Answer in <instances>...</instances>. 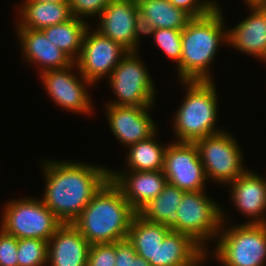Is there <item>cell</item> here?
Returning a JSON list of instances; mask_svg holds the SVG:
<instances>
[{
    "instance_id": "ffe728a7",
    "label": "cell",
    "mask_w": 266,
    "mask_h": 266,
    "mask_svg": "<svg viewBox=\"0 0 266 266\" xmlns=\"http://www.w3.org/2000/svg\"><path fill=\"white\" fill-rule=\"evenodd\" d=\"M207 253L190 236L171 230L157 248L156 266H203Z\"/></svg>"
},
{
    "instance_id": "4316f807",
    "label": "cell",
    "mask_w": 266,
    "mask_h": 266,
    "mask_svg": "<svg viewBox=\"0 0 266 266\" xmlns=\"http://www.w3.org/2000/svg\"><path fill=\"white\" fill-rule=\"evenodd\" d=\"M18 266H47L48 241L18 239Z\"/></svg>"
},
{
    "instance_id": "d590c367",
    "label": "cell",
    "mask_w": 266,
    "mask_h": 266,
    "mask_svg": "<svg viewBox=\"0 0 266 266\" xmlns=\"http://www.w3.org/2000/svg\"><path fill=\"white\" fill-rule=\"evenodd\" d=\"M23 1H37V2H68L69 0H23Z\"/></svg>"
},
{
    "instance_id": "9c48e42d",
    "label": "cell",
    "mask_w": 266,
    "mask_h": 266,
    "mask_svg": "<svg viewBox=\"0 0 266 266\" xmlns=\"http://www.w3.org/2000/svg\"><path fill=\"white\" fill-rule=\"evenodd\" d=\"M194 143L204 166L207 180L212 179L218 184L227 185L248 169V167L244 168L246 165L243 162L240 144L226 130L196 140Z\"/></svg>"
},
{
    "instance_id": "5b68a950",
    "label": "cell",
    "mask_w": 266,
    "mask_h": 266,
    "mask_svg": "<svg viewBox=\"0 0 266 266\" xmlns=\"http://www.w3.org/2000/svg\"><path fill=\"white\" fill-rule=\"evenodd\" d=\"M222 207V227L212 257L221 266H266V224L240 223L226 226ZM225 224V225H224Z\"/></svg>"
},
{
    "instance_id": "d6a6232c",
    "label": "cell",
    "mask_w": 266,
    "mask_h": 266,
    "mask_svg": "<svg viewBox=\"0 0 266 266\" xmlns=\"http://www.w3.org/2000/svg\"><path fill=\"white\" fill-rule=\"evenodd\" d=\"M115 250V266H131V259H135V257L137 256L133 244L128 239L116 241Z\"/></svg>"
},
{
    "instance_id": "30bf717a",
    "label": "cell",
    "mask_w": 266,
    "mask_h": 266,
    "mask_svg": "<svg viewBox=\"0 0 266 266\" xmlns=\"http://www.w3.org/2000/svg\"><path fill=\"white\" fill-rule=\"evenodd\" d=\"M129 51L118 42L107 38L89 26L85 32L80 55L74 62L77 71L92 84H96L107 75Z\"/></svg>"
},
{
    "instance_id": "f546056e",
    "label": "cell",
    "mask_w": 266,
    "mask_h": 266,
    "mask_svg": "<svg viewBox=\"0 0 266 266\" xmlns=\"http://www.w3.org/2000/svg\"><path fill=\"white\" fill-rule=\"evenodd\" d=\"M111 0H69L71 14L78 19L98 17Z\"/></svg>"
},
{
    "instance_id": "ac0fdd59",
    "label": "cell",
    "mask_w": 266,
    "mask_h": 266,
    "mask_svg": "<svg viewBox=\"0 0 266 266\" xmlns=\"http://www.w3.org/2000/svg\"><path fill=\"white\" fill-rule=\"evenodd\" d=\"M91 244L72 223H62L48 241L49 266H87Z\"/></svg>"
},
{
    "instance_id": "3957f363",
    "label": "cell",
    "mask_w": 266,
    "mask_h": 266,
    "mask_svg": "<svg viewBox=\"0 0 266 266\" xmlns=\"http://www.w3.org/2000/svg\"><path fill=\"white\" fill-rule=\"evenodd\" d=\"M221 10L213 9L205 16L192 18L182 29V55L180 64L176 66L179 81L214 80L210 65L219 45L228 42Z\"/></svg>"
},
{
    "instance_id": "277c9868",
    "label": "cell",
    "mask_w": 266,
    "mask_h": 266,
    "mask_svg": "<svg viewBox=\"0 0 266 266\" xmlns=\"http://www.w3.org/2000/svg\"><path fill=\"white\" fill-rule=\"evenodd\" d=\"M186 93L173 117V131L178 142H195L219 132L218 93L214 80L179 81ZM187 87V88H186Z\"/></svg>"
},
{
    "instance_id": "7a4b0ae2",
    "label": "cell",
    "mask_w": 266,
    "mask_h": 266,
    "mask_svg": "<svg viewBox=\"0 0 266 266\" xmlns=\"http://www.w3.org/2000/svg\"><path fill=\"white\" fill-rule=\"evenodd\" d=\"M137 212L109 179L72 222L91 244L127 239Z\"/></svg>"
},
{
    "instance_id": "cb8c5ba5",
    "label": "cell",
    "mask_w": 266,
    "mask_h": 266,
    "mask_svg": "<svg viewBox=\"0 0 266 266\" xmlns=\"http://www.w3.org/2000/svg\"><path fill=\"white\" fill-rule=\"evenodd\" d=\"M89 26L91 24L86 19L72 17L64 23L49 26L41 31L52 44L61 49L75 62L80 55L83 38Z\"/></svg>"
},
{
    "instance_id": "d6986e66",
    "label": "cell",
    "mask_w": 266,
    "mask_h": 266,
    "mask_svg": "<svg viewBox=\"0 0 266 266\" xmlns=\"http://www.w3.org/2000/svg\"><path fill=\"white\" fill-rule=\"evenodd\" d=\"M24 61L39 64V74L69 67L73 61L45 36L41 30L16 28Z\"/></svg>"
},
{
    "instance_id": "83f0119b",
    "label": "cell",
    "mask_w": 266,
    "mask_h": 266,
    "mask_svg": "<svg viewBox=\"0 0 266 266\" xmlns=\"http://www.w3.org/2000/svg\"><path fill=\"white\" fill-rule=\"evenodd\" d=\"M152 35L156 45L160 47L165 55L178 66L182 55V30L175 29H152L145 34Z\"/></svg>"
},
{
    "instance_id": "8992f818",
    "label": "cell",
    "mask_w": 266,
    "mask_h": 266,
    "mask_svg": "<svg viewBox=\"0 0 266 266\" xmlns=\"http://www.w3.org/2000/svg\"><path fill=\"white\" fill-rule=\"evenodd\" d=\"M205 192H186L169 227L190 236L207 252L206 242L217 238L223 220L222 206Z\"/></svg>"
},
{
    "instance_id": "4dcf8cb0",
    "label": "cell",
    "mask_w": 266,
    "mask_h": 266,
    "mask_svg": "<svg viewBox=\"0 0 266 266\" xmlns=\"http://www.w3.org/2000/svg\"><path fill=\"white\" fill-rule=\"evenodd\" d=\"M176 8L182 9L192 18L209 14L213 9H221L215 0H169Z\"/></svg>"
},
{
    "instance_id": "9a60e30c",
    "label": "cell",
    "mask_w": 266,
    "mask_h": 266,
    "mask_svg": "<svg viewBox=\"0 0 266 266\" xmlns=\"http://www.w3.org/2000/svg\"><path fill=\"white\" fill-rule=\"evenodd\" d=\"M109 179L137 213L168 183L163 170L126 172L123 169L122 172L110 169Z\"/></svg>"
},
{
    "instance_id": "8fae6325",
    "label": "cell",
    "mask_w": 266,
    "mask_h": 266,
    "mask_svg": "<svg viewBox=\"0 0 266 266\" xmlns=\"http://www.w3.org/2000/svg\"><path fill=\"white\" fill-rule=\"evenodd\" d=\"M75 67L73 62L66 68L45 71L39 77L47 94L61 109L79 114L93 113L94 105L88 91L93 84L81 73L80 77L74 75Z\"/></svg>"
},
{
    "instance_id": "d4e9b609",
    "label": "cell",
    "mask_w": 266,
    "mask_h": 266,
    "mask_svg": "<svg viewBox=\"0 0 266 266\" xmlns=\"http://www.w3.org/2000/svg\"><path fill=\"white\" fill-rule=\"evenodd\" d=\"M157 132L149 139L128 146L126 155L129 171H157L164 169V153L167 144L156 139Z\"/></svg>"
},
{
    "instance_id": "4fadbf2b",
    "label": "cell",
    "mask_w": 266,
    "mask_h": 266,
    "mask_svg": "<svg viewBox=\"0 0 266 266\" xmlns=\"http://www.w3.org/2000/svg\"><path fill=\"white\" fill-rule=\"evenodd\" d=\"M98 18L97 31L128 51H139L142 32L136 1L111 0Z\"/></svg>"
},
{
    "instance_id": "e575fe53",
    "label": "cell",
    "mask_w": 266,
    "mask_h": 266,
    "mask_svg": "<svg viewBox=\"0 0 266 266\" xmlns=\"http://www.w3.org/2000/svg\"><path fill=\"white\" fill-rule=\"evenodd\" d=\"M248 5H259L262 2H265L266 0H243Z\"/></svg>"
},
{
    "instance_id": "5bb4252c",
    "label": "cell",
    "mask_w": 266,
    "mask_h": 266,
    "mask_svg": "<svg viewBox=\"0 0 266 266\" xmlns=\"http://www.w3.org/2000/svg\"><path fill=\"white\" fill-rule=\"evenodd\" d=\"M111 133L122 145L128 146L147 140L158 130L149 114L152 107L105 105Z\"/></svg>"
},
{
    "instance_id": "52a82bcc",
    "label": "cell",
    "mask_w": 266,
    "mask_h": 266,
    "mask_svg": "<svg viewBox=\"0 0 266 266\" xmlns=\"http://www.w3.org/2000/svg\"><path fill=\"white\" fill-rule=\"evenodd\" d=\"M1 215L0 228L17 239L49 241L62 224L41 198L29 196L9 201Z\"/></svg>"
},
{
    "instance_id": "836d02e7",
    "label": "cell",
    "mask_w": 266,
    "mask_h": 266,
    "mask_svg": "<svg viewBox=\"0 0 266 266\" xmlns=\"http://www.w3.org/2000/svg\"><path fill=\"white\" fill-rule=\"evenodd\" d=\"M131 266H151L144 258L137 255L135 259H131Z\"/></svg>"
},
{
    "instance_id": "f1b7e54d",
    "label": "cell",
    "mask_w": 266,
    "mask_h": 266,
    "mask_svg": "<svg viewBox=\"0 0 266 266\" xmlns=\"http://www.w3.org/2000/svg\"><path fill=\"white\" fill-rule=\"evenodd\" d=\"M116 250L114 243L93 244L90 246L87 266H115Z\"/></svg>"
},
{
    "instance_id": "7402d4cb",
    "label": "cell",
    "mask_w": 266,
    "mask_h": 266,
    "mask_svg": "<svg viewBox=\"0 0 266 266\" xmlns=\"http://www.w3.org/2000/svg\"><path fill=\"white\" fill-rule=\"evenodd\" d=\"M16 8L20 15V20L15 24L16 28L42 30L73 17L68 2L23 1V4Z\"/></svg>"
},
{
    "instance_id": "2e32d148",
    "label": "cell",
    "mask_w": 266,
    "mask_h": 266,
    "mask_svg": "<svg viewBox=\"0 0 266 266\" xmlns=\"http://www.w3.org/2000/svg\"><path fill=\"white\" fill-rule=\"evenodd\" d=\"M247 169L235 181L227 184L233 206L248 219L245 223L266 224V178ZM265 214V215H264Z\"/></svg>"
},
{
    "instance_id": "ba28073f",
    "label": "cell",
    "mask_w": 266,
    "mask_h": 266,
    "mask_svg": "<svg viewBox=\"0 0 266 266\" xmlns=\"http://www.w3.org/2000/svg\"><path fill=\"white\" fill-rule=\"evenodd\" d=\"M140 52L129 51L106 77L114 95L107 105L153 107L156 90Z\"/></svg>"
},
{
    "instance_id": "8d00e7d4",
    "label": "cell",
    "mask_w": 266,
    "mask_h": 266,
    "mask_svg": "<svg viewBox=\"0 0 266 266\" xmlns=\"http://www.w3.org/2000/svg\"><path fill=\"white\" fill-rule=\"evenodd\" d=\"M259 6L264 10L266 13V1L259 4Z\"/></svg>"
},
{
    "instance_id": "1f68e13d",
    "label": "cell",
    "mask_w": 266,
    "mask_h": 266,
    "mask_svg": "<svg viewBox=\"0 0 266 266\" xmlns=\"http://www.w3.org/2000/svg\"><path fill=\"white\" fill-rule=\"evenodd\" d=\"M18 239L0 228V266H18Z\"/></svg>"
},
{
    "instance_id": "e0dca14e",
    "label": "cell",
    "mask_w": 266,
    "mask_h": 266,
    "mask_svg": "<svg viewBox=\"0 0 266 266\" xmlns=\"http://www.w3.org/2000/svg\"><path fill=\"white\" fill-rule=\"evenodd\" d=\"M250 14L232 29L227 28V45L266 62V13L259 5H248Z\"/></svg>"
},
{
    "instance_id": "6da1fadb",
    "label": "cell",
    "mask_w": 266,
    "mask_h": 266,
    "mask_svg": "<svg viewBox=\"0 0 266 266\" xmlns=\"http://www.w3.org/2000/svg\"><path fill=\"white\" fill-rule=\"evenodd\" d=\"M41 165L45 176L41 200L62 223H72L109 180L110 168L82 161L44 159Z\"/></svg>"
},
{
    "instance_id": "44dd1931",
    "label": "cell",
    "mask_w": 266,
    "mask_h": 266,
    "mask_svg": "<svg viewBox=\"0 0 266 266\" xmlns=\"http://www.w3.org/2000/svg\"><path fill=\"white\" fill-rule=\"evenodd\" d=\"M137 4L142 35L159 28L182 30L192 19L169 0H139Z\"/></svg>"
},
{
    "instance_id": "7c38bea8",
    "label": "cell",
    "mask_w": 266,
    "mask_h": 266,
    "mask_svg": "<svg viewBox=\"0 0 266 266\" xmlns=\"http://www.w3.org/2000/svg\"><path fill=\"white\" fill-rule=\"evenodd\" d=\"M163 172L169 184L186 192L203 191L208 182L194 142L168 143Z\"/></svg>"
},
{
    "instance_id": "484cf974",
    "label": "cell",
    "mask_w": 266,
    "mask_h": 266,
    "mask_svg": "<svg viewBox=\"0 0 266 266\" xmlns=\"http://www.w3.org/2000/svg\"><path fill=\"white\" fill-rule=\"evenodd\" d=\"M186 191L167 183L160 194L145 205L138 214L145 220L170 226Z\"/></svg>"
},
{
    "instance_id": "603a6c76",
    "label": "cell",
    "mask_w": 266,
    "mask_h": 266,
    "mask_svg": "<svg viewBox=\"0 0 266 266\" xmlns=\"http://www.w3.org/2000/svg\"><path fill=\"white\" fill-rule=\"evenodd\" d=\"M172 229L159 223L145 220L138 213L134 216L127 239L133 244L137 255L151 266H156V251Z\"/></svg>"
}]
</instances>
